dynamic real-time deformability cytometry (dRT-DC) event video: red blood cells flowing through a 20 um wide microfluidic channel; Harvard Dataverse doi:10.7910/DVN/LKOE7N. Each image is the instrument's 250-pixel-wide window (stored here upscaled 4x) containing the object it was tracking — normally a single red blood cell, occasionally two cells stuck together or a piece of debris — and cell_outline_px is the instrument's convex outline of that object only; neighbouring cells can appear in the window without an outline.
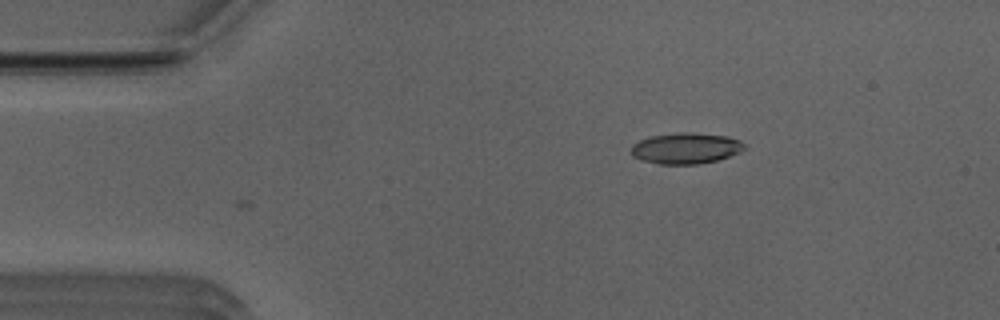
{"species": "Egyptian fruit bat (a non-hibernating species)", "species_latin": "Rousettus aegyptiacus", "temperature_condition": "room temperature", "stored_images_in_passage": 4, "camera_frame_rate_fps": 3000, "um_per_image_px": 0.085, "animal": {"sex": "male"}, "frame": {"image": 1, "passage_image": 4, "time_ms": 1.0, "image_size_px": [1000, 320], "cell_outline_px": [[744, 148], [728, 156], [716, 160], [696, 164], [660, 164], [640, 160], [632, 156], [632, 144], [640, 140], [652, 136], [680, 132], [692, 132], [724, 136], [740, 140], [744, 144]], "centroid_in_image_um": [58.24, 12.6], "position_along_channel_um": 26.8, "area_um2": 20.11}}